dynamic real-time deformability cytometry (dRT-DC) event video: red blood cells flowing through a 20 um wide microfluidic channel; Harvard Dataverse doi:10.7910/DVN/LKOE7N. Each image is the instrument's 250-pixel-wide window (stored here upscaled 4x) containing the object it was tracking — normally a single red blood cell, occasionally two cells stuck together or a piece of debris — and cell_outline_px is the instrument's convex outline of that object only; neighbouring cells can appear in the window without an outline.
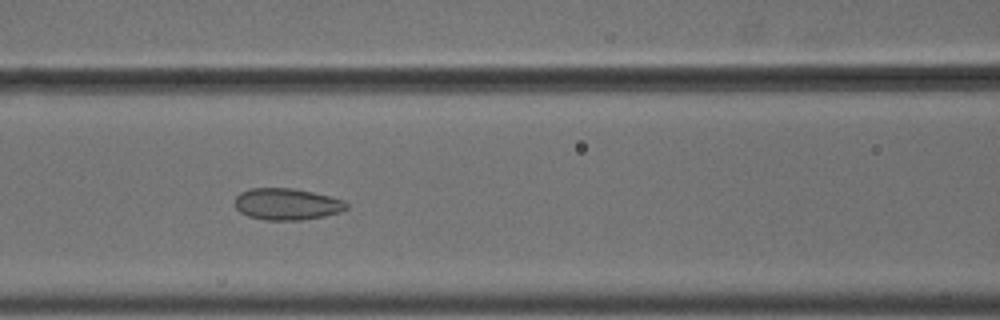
{"species": "common noctule bat (a hibernating species)", "species_latin": "Nyctalus noctula", "temperature_condition": "cold", "stored_images_in_passage": 15, "camera_frame_rate_fps": 3000, "um_per_image_px": 0.085, "animal": {"sex": "male", "body_mass_g": 18.8}, "frame": {"image": 1, "passage_image": 7, "time_ms": 2.0, "image_size_px": [1000, 320], "cell_outline_px": [[348, 208], [340, 212], [324, 216], [300, 220], [264, 220], [248, 216], [240, 212], [236, 208], [236, 196], [240, 192], [248, 188], [292, 188], [312, 192], [344, 200], [348, 204]], "centroid_in_image_um": [24.38, 17.35], "position_along_channel_um": 142.2, "area_um2": 20.58}}
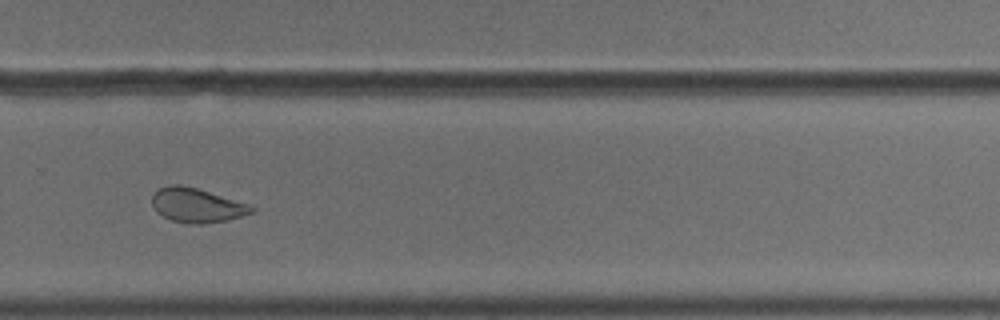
{"frame": {"image": 2, "passage_image": 11, "time_ms": 3.333, "image_size_px": [1000, 320], "cell_outline_px": [[256, 212], [228, 220], [200, 224], [192, 224], [172, 220], [156, 212], [152, 204], [152, 196], [160, 188], [172, 184], [180, 184], [196, 188], [248, 204], [256, 208]], "centroid_in_image_um": [16.74, 17.46], "position_along_channel_um": 313.1, "area_um2": 19.71}}
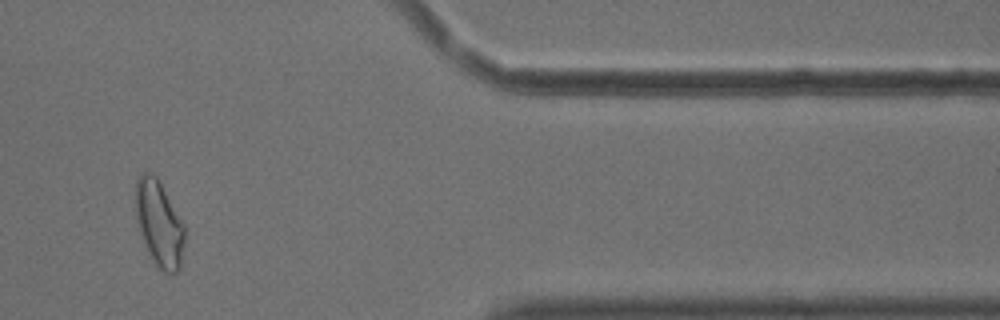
{"frame": {"image": 3, "passage_image": 13, "time_ms": 4.0, "image_size_px": [1000, 320], "cell_outline_px": [[184, 240], [180, 268], [176, 272], [164, 272], [152, 260], [140, 236], [136, 220], [136, 180], [144, 172], [152, 172], [156, 176], [184, 224]], "centroid_in_image_um": [13.51, 19.01], "position_along_channel_um": 397.9, "area_um2": 24.28}}